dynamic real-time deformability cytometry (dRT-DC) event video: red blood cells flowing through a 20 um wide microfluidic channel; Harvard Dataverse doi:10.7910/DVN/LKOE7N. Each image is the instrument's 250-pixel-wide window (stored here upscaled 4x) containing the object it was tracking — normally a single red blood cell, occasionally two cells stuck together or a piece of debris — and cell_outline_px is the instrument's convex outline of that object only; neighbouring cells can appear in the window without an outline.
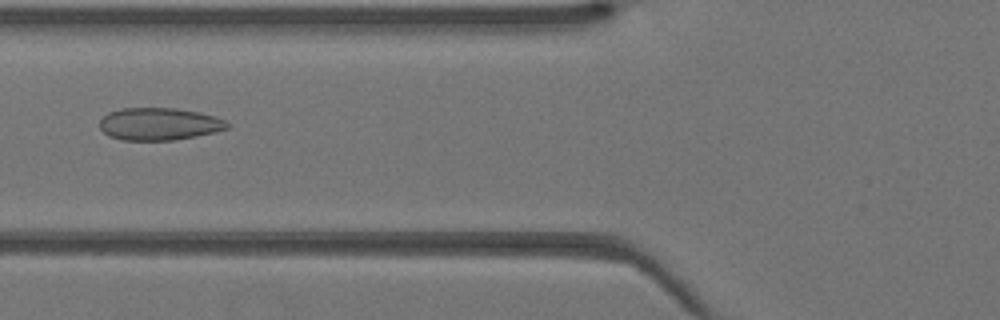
{"species": "Egyptian fruit bat (a non-hibernating species)", "species_latin": "Rousettus aegyptiacus", "temperature_condition": "warm", "stored_images_in_passage": 43, "camera_frame_rate_fps": 3000, "um_per_image_px": 0.085, "animal": {"sex": "female"}, "frame": {"image": 1, "passage_image": 17, "time_ms": 5.333, "image_size_px": [1000, 320], "cell_outline_px": [[228, 128], [216, 132], [196, 136], [172, 140], [120, 140], [108, 136], [100, 128], [100, 120], [108, 112], [120, 108], [176, 108], [216, 116], [224, 120], [228, 124]], "centroid_in_image_um": [13.5, 10.54], "position_along_channel_um": 112.3, "area_um2": 24.1}}
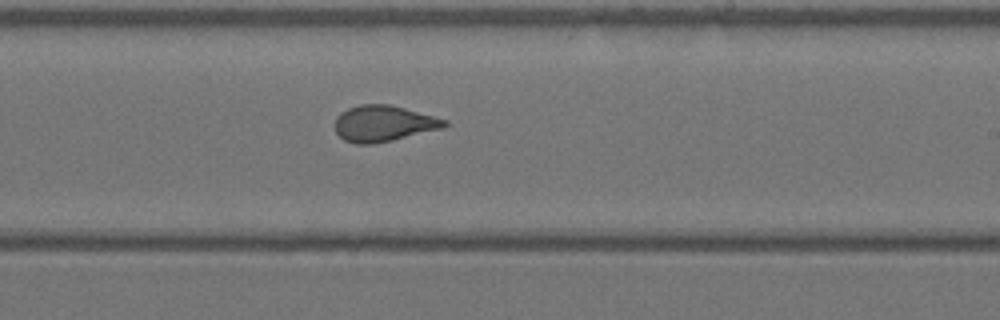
{"frame": {"image": 2, "passage_image": 26, "time_ms": 8.333, "image_size_px": [1000, 320], "cell_outline_px": [[448, 124], [444, 128], [376, 144], [356, 144], [344, 140], [336, 132], [336, 116], [340, 112], [348, 108], [360, 104], [388, 104], [436, 116], [448, 120]], "centroid_in_image_um": [32.62, 10.5], "position_along_channel_um": 256.4, "area_um2": 23.18}}
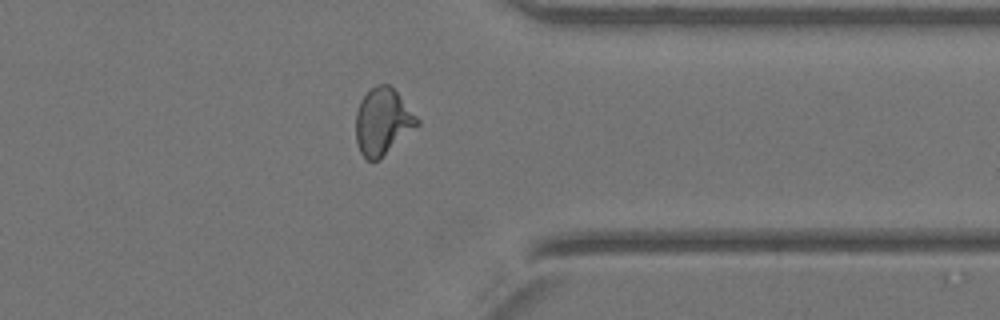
{"frame": {"image": 3, "passage_image": 34, "time_ms": 11.0, "image_size_px": [1000, 320], "cell_outline_px": [[420, 124], [380, 160], [368, 160], [360, 152], [356, 140], [356, 112], [360, 100], [372, 88], [380, 84], [388, 84], [396, 92], [420, 120]], "centroid_in_image_um": [32.53, 10.37], "position_along_channel_um": 378.9, "area_um2": 23.64}}